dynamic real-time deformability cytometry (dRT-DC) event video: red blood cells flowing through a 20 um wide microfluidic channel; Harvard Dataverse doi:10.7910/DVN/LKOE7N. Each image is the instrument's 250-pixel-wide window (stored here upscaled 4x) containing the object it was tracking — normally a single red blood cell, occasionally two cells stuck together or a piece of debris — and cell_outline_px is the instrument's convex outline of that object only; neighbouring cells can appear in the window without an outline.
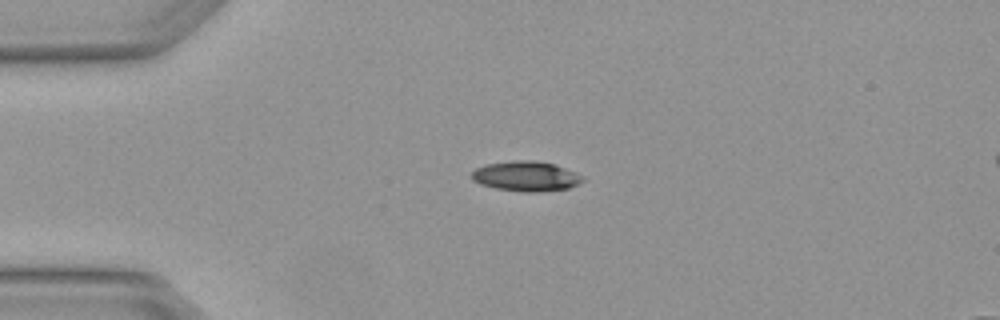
{"species": "Egyptian fruit bat (a non-hibernating species)", "species_latin": "Rousettus aegyptiacus", "temperature_condition": "warm", "stored_images_in_passage": 3, "camera_frame_rate_fps": 3000, "um_per_image_px": 0.085, "animal": {"sex": "female"}, "frame": {"image": 1, "passage_image": 2, "time_ms": 0.333, "image_size_px": [1000, 320], "cell_outline_px": [[584, 180], [568, 188], [540, 192], [524, 192], [496, 188], [480, 184], [472, 180], [472, 172], [476, 168], [484, 164], [512, 160], [536, 160], [556, 164], [576, 172]], "centroid_in_image_um": [44.69, 14.96], "position_along_channel_um": 40.3, "area_um2": 19.48}}